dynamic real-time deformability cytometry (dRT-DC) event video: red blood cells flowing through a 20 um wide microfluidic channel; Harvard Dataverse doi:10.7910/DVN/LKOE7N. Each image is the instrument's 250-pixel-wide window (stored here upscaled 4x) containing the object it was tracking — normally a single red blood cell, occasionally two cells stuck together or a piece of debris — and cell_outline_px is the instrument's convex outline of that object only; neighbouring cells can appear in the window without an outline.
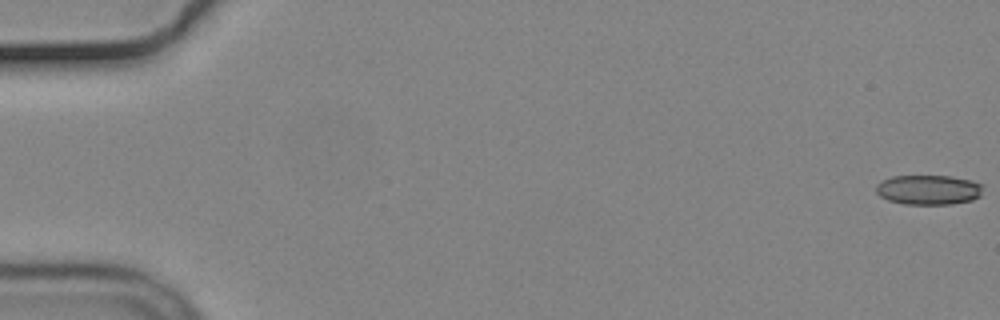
{"species": "common noctule bat (a hibernating species)", "species_latin": "Nyctalus noctula", "temperature_condition": "cold", "stored_images_in_passage": 16, "camera_frame_rate_fps": 3000, "um_per_image_px": 0.085, "animal": {"sex": "male", "body_mass_g": 19.2, "forearm_length_mm": 51.8}, "frame": {"image": 1, "passage_image": 1, "time_ms": 0.0, "image_size_px": [1000, 320], "cell_outline_px": [[980, 196], [972, 200], [952, 204], [904, 204], [888, 200], [880, 196], [876, 192], [876, 184], [892, 176], [952, 176], [972, 180], [980, 184]], "centroid_in_image_um": [78.9, 16.13], "position_along_channel_um": 6.1, "area_um2": 18.44}}